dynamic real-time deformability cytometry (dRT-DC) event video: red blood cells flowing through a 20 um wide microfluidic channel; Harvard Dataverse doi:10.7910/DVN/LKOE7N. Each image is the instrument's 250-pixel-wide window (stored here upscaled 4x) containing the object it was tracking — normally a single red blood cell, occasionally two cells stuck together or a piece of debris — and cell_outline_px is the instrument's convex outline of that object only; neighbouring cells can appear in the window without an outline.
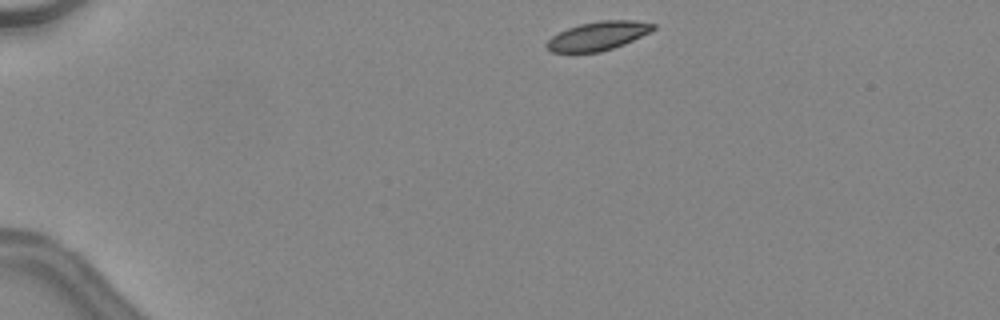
{"species": "common noctule bat (a hibernating species)", "species_latin": "Nyctalus noctula", "temperature_condition": "warm", "stored_images_in_passage": 38, "camera_frame_rate_fps": 3000, "um_per_image_px": 0.085, "animal": {"sex": "female", "body_mass_g": 24.6, "forearm_length_mm": 56.2}, "frame": {"image": 1, "passage_image": 1, "time_ms": 0.0, "image_size_px": [1000, 320], "cell_outline_px": [[656, 28], [652, 32], [624, 44], [600, 52], [552, 52], [544, 44], [552, 36], [568, 28], [580, 24], [600, 20], [632, 20], [656, 24]], "centroid_in_image_um": [50.87, 3.04], "position_along_channel_um": 34.1, "area_um2": 17.8}}
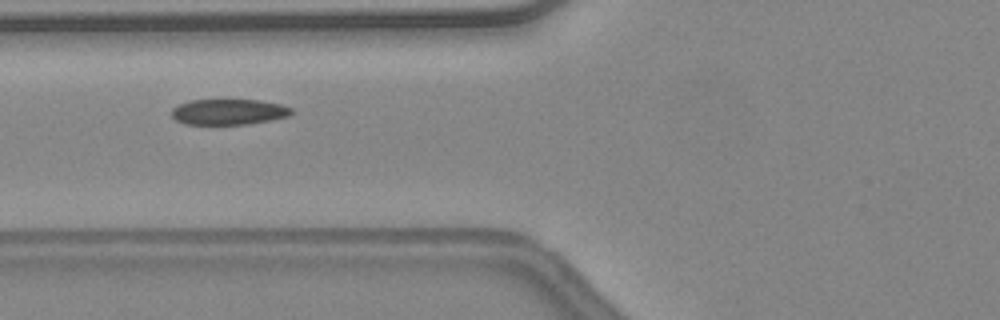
{"frame": {"image": 2, "passage_image": 11, "time_ms": 3.333, "image_size_px": [1000, 320], "cell_outline_px": [[292, 112], [288, 116], [248, 124], [184, 124], [176, 120], [172, 116], [172, 108], [176, 104], [192, 100], [260, 100], [280, 104], [292, 108]], "centroid_in_image_um": [19.39, 9.5], "position_along_channel_um": 106.4, "area_um2": 17.86}}
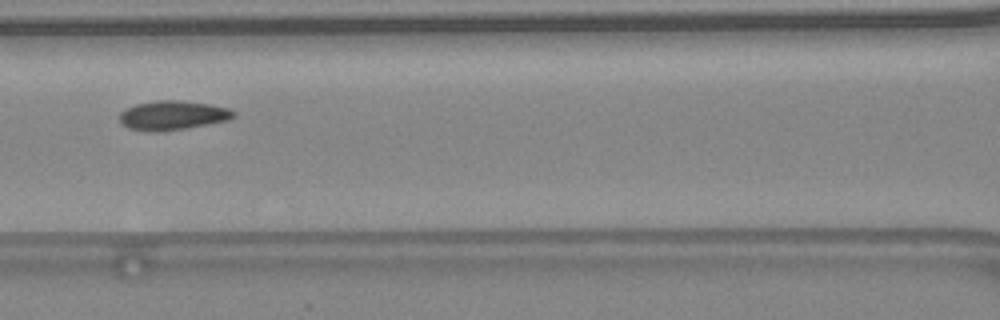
{"frame": {"image": 3, "passage_image": 14, "time_ms": 4.333, "image_size_px": [1000, 320], "cell_outline_px": [[236, 116], [228, 120], [188, 128], [160, 132], [128, 128], [120, 124], [120, 112], [124, 108], [136, 104], [156, 100], [176, 100], [208, 104], [228, 108], [236, 112]], "centroid_in_image_um": [14.66, 9.8], "position_along_channel_um": 151.9, "area_um2": 19.48}, "authors_computed_cell_mechanics": {"area_um2": 18.785, "velocity_mm_per_s": 4.513, "shape_relaxation_time_tau1_ms": 7.7987, "shape_relaxation_time_tau2_ms": null, "deformation_change_tau1": 0.1653, "deformation_change_tau2": null}}